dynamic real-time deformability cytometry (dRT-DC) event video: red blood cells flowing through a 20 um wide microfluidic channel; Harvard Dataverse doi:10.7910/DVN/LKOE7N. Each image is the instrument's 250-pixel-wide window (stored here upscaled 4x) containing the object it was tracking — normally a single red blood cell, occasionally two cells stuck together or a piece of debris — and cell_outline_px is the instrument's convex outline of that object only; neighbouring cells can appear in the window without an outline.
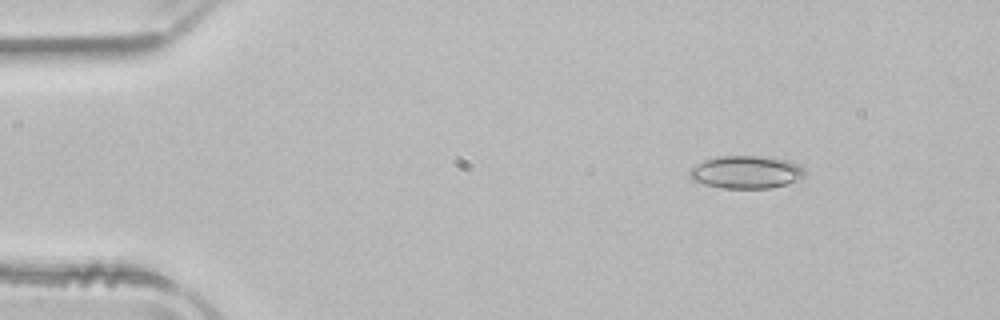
{"species": "common noctule bat (a hibernating species)", "species_latin": "Nyctalus noctula", "temperature_condition": "room temperature", "stored_images_in_passage": 46, "camera_frame_rate_fps": 3000, "um_per_image_px": 0.085, "animal": {"sex": "male", "body_mass_g": 21.5, "forearm_length_mm": 52.0}, "frame": {"image": 1, "passage_image": 2, "time_ms": 0.333, "image_size_px": [1000, 320], "cell_outline_px": [[808, 172], [800, 180], [788, 184], [772, 188], [720, 188], [704, 184], [692, 180], [688, 172], [696, 164], [704, 160], [720, 156], [760, 156], [788, 160], [804, 168]], "centroid_in_image_um": [63.46, 14.64], "position_along_channel_um": 21.5, "area_um2": 22.2}}
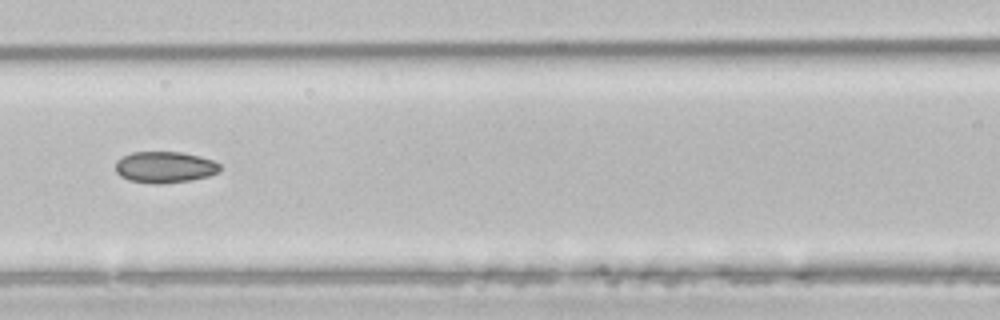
{"frame": {"image": 2, "passage_image": 18, "time_ms": 5.667, "image_size_px": [1000, 320], "cell_outline_px": [[220, 172], [208, 176], [192, 180], [160, 184], [156, 184], [128, 180], [120, 176], [116, 172], [116, 160], [132, 152], [184, 152], [200, 156], [212, 160], [220, 164]], "centroid_in_image_um": [14.02, 14.21], "position_along_channel_um": 152.6, "area_um2": 19.19}}
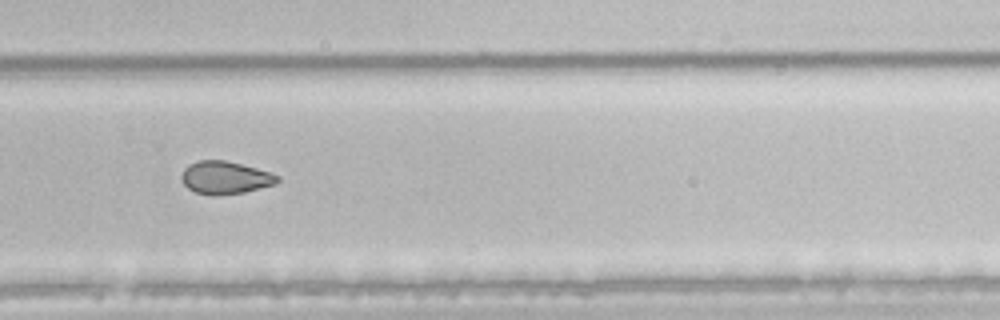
{"frame": {"image": 3, "passage_image": 30, "time_ms": 9.667, "image_size_px": [1000, 320], "cell_outline_px": [[280, 180], [276, 184], [244, 192], [196, 192], [188, 188], [184, 184], [180, 176], [184, 168], [188, 164], [196, 160], [224, 160], [256, 168], [280, 176]], "centroid_in_image_um": [19.14, 15.04], "position_along_channel_um": 310.7, "area_um2": 17.63}, "authors_computed_cell_mechanics": {"area_um2": 19.8832, "velocity_mm_per_s": 3.9675, "shape_relaxation_time_tau1_ms": 6.5761, "shape_relaxation_time_tau2_ms": 5.6234, "deformation_change_tau1": 0.1075, "deformation_change_tau2": 0.0977}}